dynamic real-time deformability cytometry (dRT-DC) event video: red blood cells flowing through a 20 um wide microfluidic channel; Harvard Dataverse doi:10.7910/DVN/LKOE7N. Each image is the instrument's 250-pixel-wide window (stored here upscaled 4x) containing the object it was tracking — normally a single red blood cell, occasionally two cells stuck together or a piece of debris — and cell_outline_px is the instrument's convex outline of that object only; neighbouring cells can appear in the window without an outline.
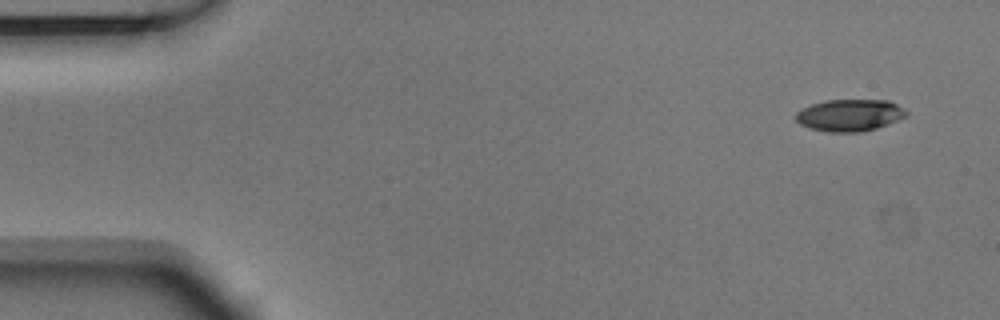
{"species": "Egyptian fruit bat (a non-hibernating species)", "species_latin": "Rousettus aegyptiacus", "temperature_condition": "room temperature", "stored_images_in_passage": 10, "camera_frame_rate_fps": 3000, "um_per_image_px": 0.085, "animal": {"sex": "male"}, "frame": {"image": 1, "passage_image": 1, "time_ms": 0.0, "image_size_px": [1000, 320], "cell_outline_px": [[908, 116], [876, 128], [860, 132], [828, 132], [808, 128], [800, 124], [796, 120], [796, 112], [812, 104], [824, 100], [888, 100], [904, 108], [908, 112]], "centroid_in_image_um": [72.23, 9.79], "position_along_channel_um": 12.8, "area_um2": 20.58}}
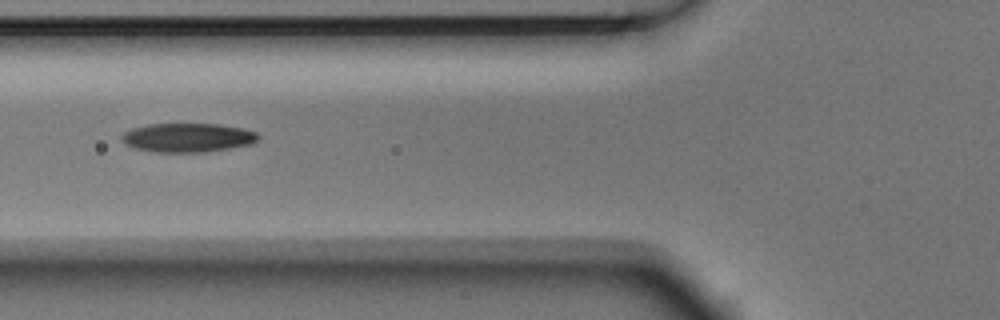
{"frame": {"image": 2, "passage_image": 6, "time_ms": 1.667, "image_size_px": [1000, 320], "cell_outline_px": [[260, 136], [252, 144], [204, 152], [152, 152], [132, 148], [124, 144], [120, 140], [120, 136], [124, 132], [132, 128], [148, 124], [220, 124], [244, 128], [256, 132]], "centroid_in_image_um": [15.9, 11.7], "position_along_channel_um": 109.9, "area_um2": 23.29}}
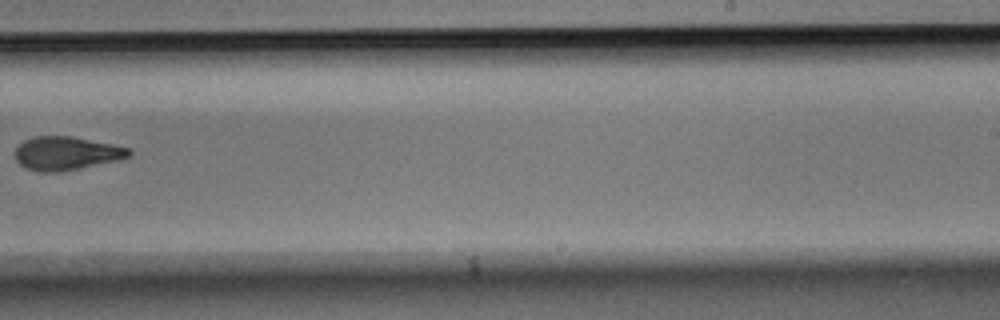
{"frame": {"image": 3, "passage_image": 10, "time_ms": 3.0, "image_size_px": [1000, 320], "cell_outline_px": [[132, 152], [128, 156], [116, 160], [60, 172], [40, 172], [28, 168], [20, 164], [16, 160], [16, 148], [24, 140], [36, 136], [72, 136], [132, 148]], "centroid_in_image_um": [5.64, 13.02], "position_along_channel_um": 283.4, "area_um2": 21.96}}